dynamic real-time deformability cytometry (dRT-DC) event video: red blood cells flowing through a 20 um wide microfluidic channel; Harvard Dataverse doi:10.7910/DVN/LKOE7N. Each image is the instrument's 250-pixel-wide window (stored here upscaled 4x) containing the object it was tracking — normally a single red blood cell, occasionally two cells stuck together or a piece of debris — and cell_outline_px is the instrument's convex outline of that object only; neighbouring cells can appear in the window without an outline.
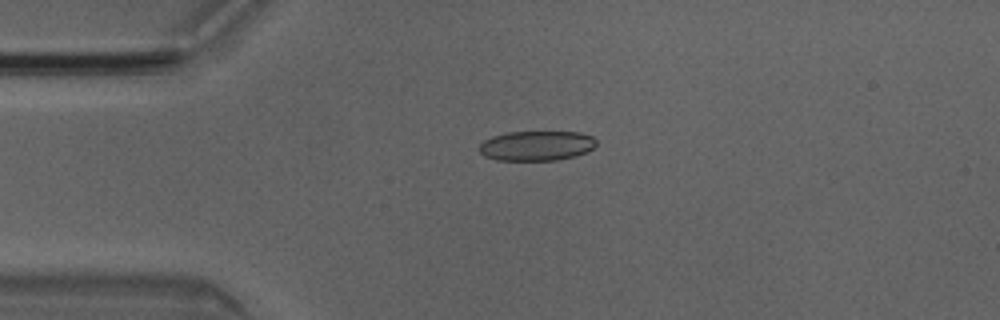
{"species": "Egyptian fruit bat (a non-hibernating species)", "species_latin": "Rousettus aegyptiacus", "temperature_condition": "room temperature", "stored_images_in_passage": 47, "camera_frame_rate_fps": 3000, "um_per_image_px": 0.085, "animal": {"sex": "male"}, "frame": {"image": 1, "passage_image": 9, "time_ms": 2.667, "image_size_px": [1000, 320], "cell_outline_px": [[596, 144], [592, 148], [576, 156], [556, 160], [496, 160], [484, 156], [476, 148], [484, 140], [492, 136], [504, 132], [580, 132], [592, 136], [596, 140]], "centroid_in_image_um": [45.56, 12.38], "position_along_channel_um": 39.4, "area_um2": 20.46}}
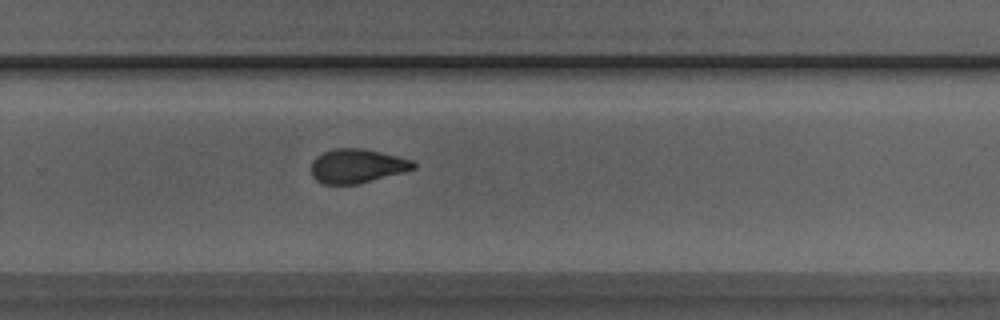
{"frame": {"image": 2, "passage_image": 30, "time_ms": 9.667, "image_size_px": [1000, 320], "cell_outline_px": [[416, 168], [404, 172], [356, 184], [324, 184], [316, 180], [312, 176], [312, 160], [316, 156], [332, 148], [364, 148], [412, 160], [416, 164]], "centroid_in_image_um": [30.33, 14.1], "position_along_channel_um": 299.5, "area_um2": 20.23}}
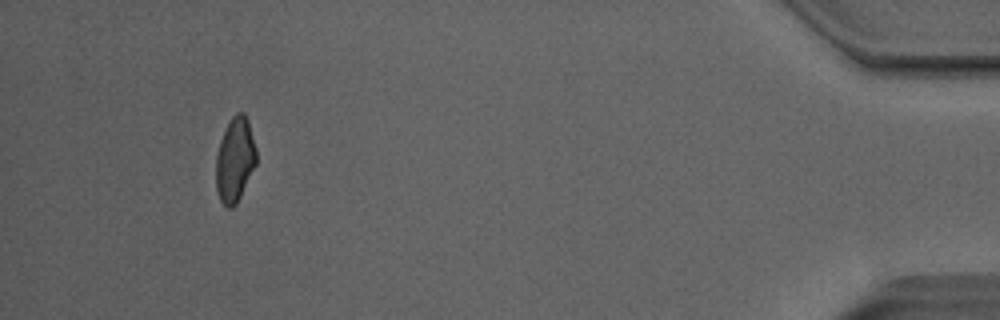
{"frame": {"image": 3, "passage_image": 44, "time_ms": 14.333, "image_size_px": [1000, 320], "cell_outline_px": [[256, 164], [236, 204], [232, 208], [228, 208], [220, 200], [216, 188], [216, 156], [220, 140], [232, 116], [236, 112], [244, 112], [248, 120], [256, 148]], "centroid_in_image_um": [19.97, 13.57], "position_along_channel_um": 415.2, "area_um2": 19.71}, "authors_computed_cell_mechanics": {"area_um2": 20.8658, "velocity_mm_per_s": 4.0759, "shape_relaxation_time_tau1_ms": 5.7702, "shape_relaxation_time_tau2_ms": 1.8174, "deformation_change_tau1": 0.1651, "deformation_change_tau2": 0.0697}}